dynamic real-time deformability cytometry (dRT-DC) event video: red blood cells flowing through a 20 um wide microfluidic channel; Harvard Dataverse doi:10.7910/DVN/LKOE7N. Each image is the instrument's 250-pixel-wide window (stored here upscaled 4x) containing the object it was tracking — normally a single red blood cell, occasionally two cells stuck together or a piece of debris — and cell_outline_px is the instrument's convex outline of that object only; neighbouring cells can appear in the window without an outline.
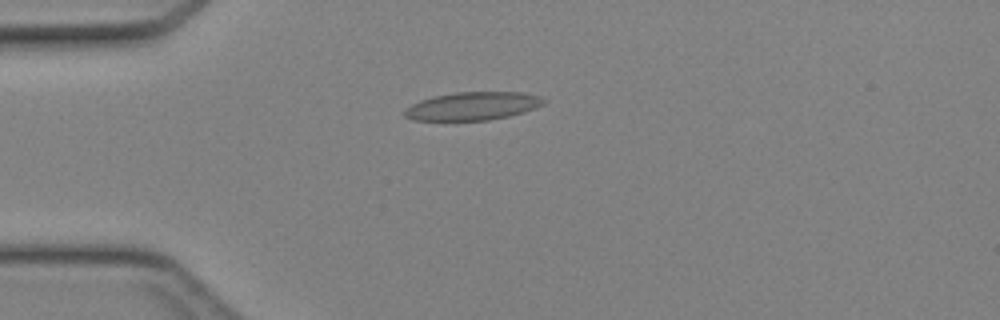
{"species": "Egyptian fruit bat (a non-hibernating species)", "species_latin": "Rousettus aegyptiacus", "temperature_condition": "cold", "stored_images_in_passage": 43, "camera_frame_rate_fps": 3000, "um_per_image_px": 0.085, "animal": {"sex": "female"}, "frame": {"image": 1, "passage_image": 9, "time_ms": 2.667, "image_size_px": [1000, 320], "cell_outline_px": [[548, 100], [544, 104], [536, 108], [524, 112], [508, 116], [488, 120], [412, 120], [404, 116], [404, 108], [420, 100], [432, 96], [456, 92], [524, 92], [540, 96]], "centroid_in_image_um": [40.2, 9.01], "position_along_channel_um": 44.8, "area_um2": 23.0}}
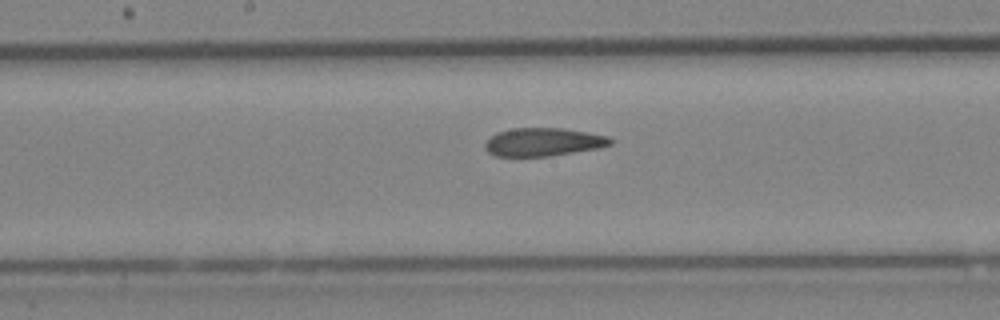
{"frame": {"image": 2, "passage_image": 21, "time_ms": 6.667, "image_size_px": [1000, 320], "cell_outline_px": [[612, 144], [600, 148], [548, 156], [496, 156], [488, 152], [484, 148], [484, 144], [496, 132], [512, 128], [564, 128], [608, 136], [612, 140]], "centroid_in_image_um": [46.17, 12.07], "position_along_channel_um": 202.0, "area_um2": 20.58}}
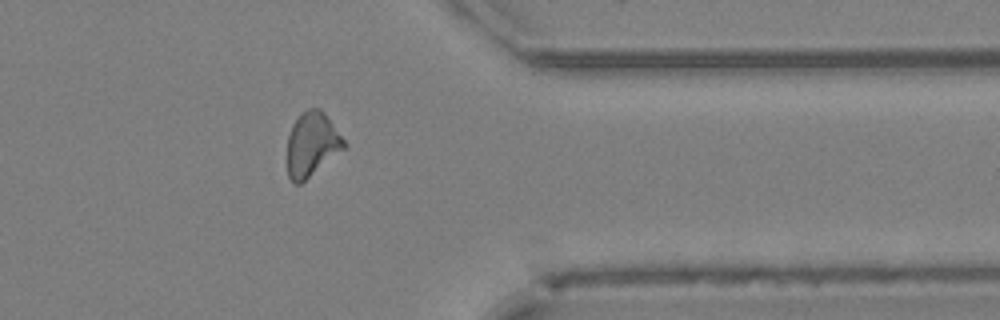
{"frame": {"image": 3, "passage_image": 34, "time_ms": 11.0, "image_size_px": [1000, 320], "cell_outline_px": [[348, 144], [344, 148], [300, 184], [292, 184], [288, 176], [288, 136], [292, 124], [308, 108], [320, 108], [324, 112]], "centroid_in_image_um": [26.51, 12.27], "position_along_channel_um": 384.9, "area_um2": 20.92}}